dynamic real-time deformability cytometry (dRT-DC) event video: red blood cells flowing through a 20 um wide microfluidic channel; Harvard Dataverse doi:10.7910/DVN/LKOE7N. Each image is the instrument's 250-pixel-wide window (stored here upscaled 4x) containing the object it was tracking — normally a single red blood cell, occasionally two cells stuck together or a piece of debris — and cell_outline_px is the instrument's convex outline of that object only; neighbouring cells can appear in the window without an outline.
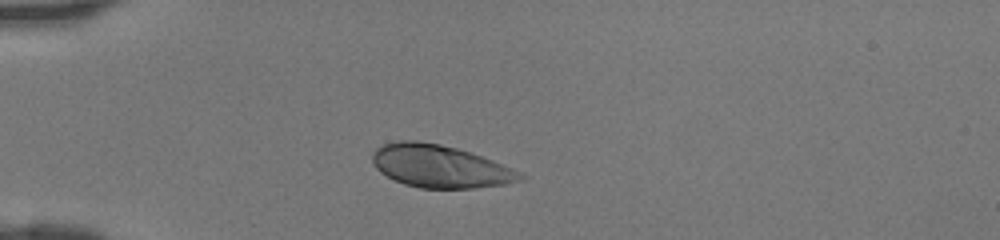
{"species": "human", "species_latin": "Homo sapiens", "temperature_condition": "room temperature", "stored_images_in_passage": 34, "camera_frame_rate_fps": 3000, "um_per_image_px": 0.085, "donor": {"sex": "female"}, "frame": {"image": 1, "passage_image": 1, "time_ms": 0.0, "image_size_px": [1000, 240], "cell_outline_px": [[528, 176], [520, 180], [504, 184], [472, 188], [420, 188], [404, 184], [380, 172], [372, 164], [372, 152], [380, 144], [400, 140], [416, 140], [440, 144], [456, 148], [492, 160], [512, 168]], "centroid_in_image_um": [37.35, 14.13], "position_along_channel_um": 47.6, "area_um2": 36.65}}
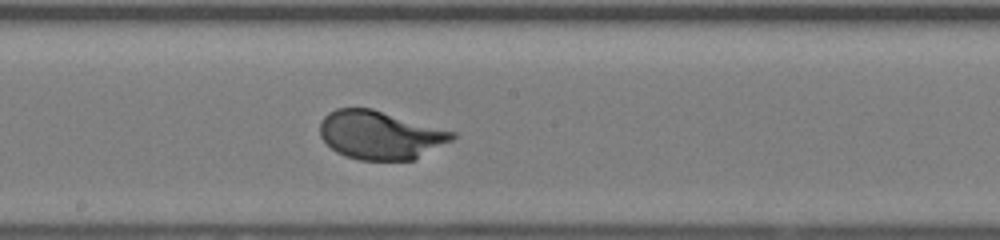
{"frame": {"image": 2, "passage_image": 14, "time_ms": 4.333, "image_size_px": [1000, 240], "cell_outline_px": [[456, 136], [452, 140], [412, 160], [360, 160], [344, 156], [336, 152], [320, 136], [320, 120], [328, 112], [336, 108], [372, 108], [456, 132]], "centroid_in_image_um": [32.29, 11.46], "position_along_channel_um": 215.9, "area_um2": 37.28}}
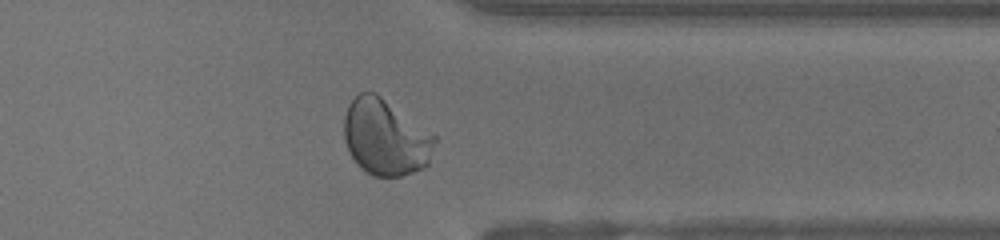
{"frame": {"image": 3, "passage_image": 25, "time_ms": 8.0, "image_size_px": [1000, 240], "cell_outline_px": [[436, 140], [428, 164], [424, 168], [400, 176], [372, 176], [360, 168], [356, 164], [348, 152], [344, 140], [344, 116], [348, 104], [360, 92], [376, 92], [436, 136]], "centroid_in_image_um": [32.74, 11.68], "position_along_channel_um": 378.7, "area_um2": 40.34}}